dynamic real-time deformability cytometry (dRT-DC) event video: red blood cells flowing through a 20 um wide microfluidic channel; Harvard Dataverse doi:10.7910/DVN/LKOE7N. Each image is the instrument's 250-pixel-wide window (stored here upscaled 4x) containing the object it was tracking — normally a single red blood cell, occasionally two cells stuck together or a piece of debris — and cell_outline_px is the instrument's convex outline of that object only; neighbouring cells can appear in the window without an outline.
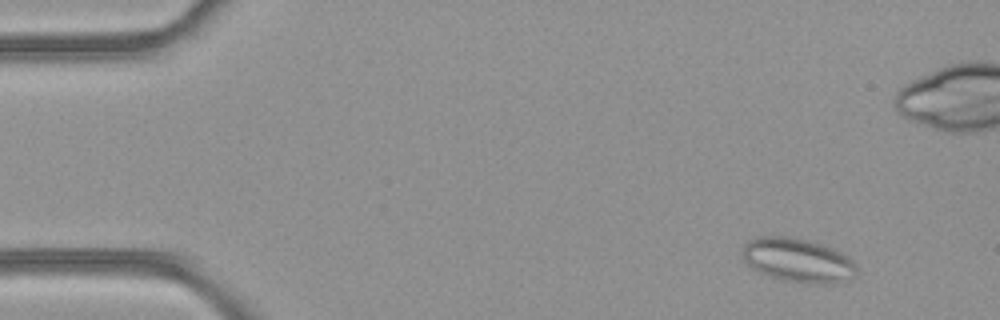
{"species": "common noctule bat (a hibernating species)", "species_latin": "Nyctalus noctula", "temperature_condition": "room temperature", "stored_images_in_passage": 5, "camera_frame_rate_fps": 3000, "um_per_image_px": 0.085, "animal": {"sex": "female", "body_mass_g": 21.9}, "frame": {"image": 1, "passage_image": 2, "time_ms": 0.333, "image_size_px": [1000, 320], "cell_outline_px": [[856, 276], [848, 280], [832, 284], [808, 284], [784, 280], [760, 272], [752, 268], [744, 260], [744, 244], [748, 240], [756, 236], [788, 236], [808, 240], [832, 248], [848, 256], [856, 264]], "centroid_in_image_um": [67.85, 22.12], "position_along_channel_um": 17.1, "area_um2": 29.36}}